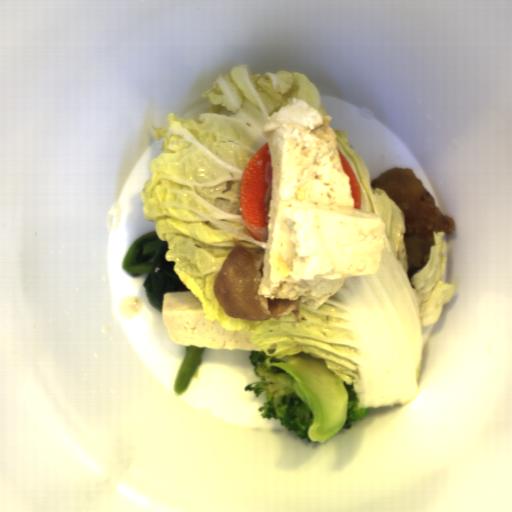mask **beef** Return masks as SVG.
<instances>
[{
    "label": "beef",
    "mask_w": 512,
    "mask_h": 512,
    "mask_svg": "<svg viewBox=\"0 0 512 512\" xmlns=\"http://www.w3.org/2000/svg\"><path fill=\"white\" fill-rule=\"evenodd\" d=\"M214 283L213 292L224 311L231 318L264 321L282 316H295L300 322V301L267 299L258 294L264 276L262 255L249 250L235 237Z\"/></svg>",
    "instance_id": "33117281"
}]
</instances>
